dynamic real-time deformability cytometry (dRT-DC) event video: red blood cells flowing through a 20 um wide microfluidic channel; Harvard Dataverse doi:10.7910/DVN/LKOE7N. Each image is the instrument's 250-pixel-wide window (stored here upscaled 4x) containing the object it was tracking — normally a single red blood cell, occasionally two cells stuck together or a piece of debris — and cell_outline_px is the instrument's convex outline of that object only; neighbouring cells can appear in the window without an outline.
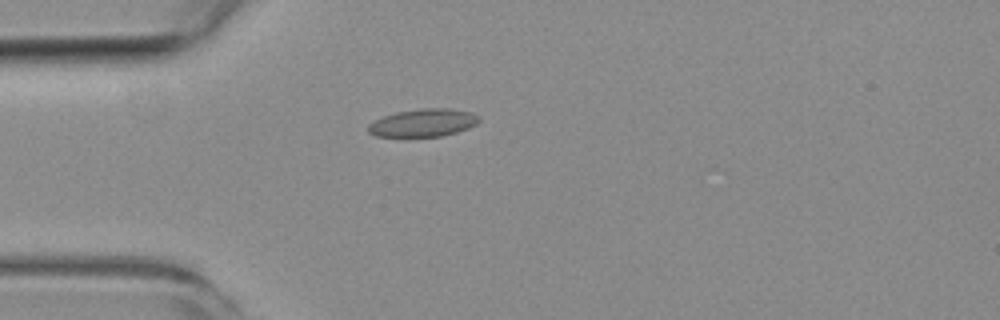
{"species": "common noctule bat (a hibernating species)", "species_latin": "Nyctalus noctula", "temperature_condition": "room temperature", "stored_images_in_passage": 6, "camera_frame_rate_fps": 3000, "um_per_image_px": 0.085, "animal": {"sex": "female", "body_mass_g": 19.3, "forearm_length_mm": 54.1}, "frame": {"image": 1, "passage_image": 5, "time_ms": 4.667, "image_size_px": [1000, 320], "cell_outline_px": [[480, 120], [476, 124], [468, 128], [456, 132], [440, 136], [376, 136], [368, 132], [368, 124], [384, 116], [396, 112], [420, 108], [448, 108], [472, 112], [480, 116]], "centroid_in_image_um": [36.0, 10.42], "position_along_channel_um": 49.0, "area_um2": 17.86}}